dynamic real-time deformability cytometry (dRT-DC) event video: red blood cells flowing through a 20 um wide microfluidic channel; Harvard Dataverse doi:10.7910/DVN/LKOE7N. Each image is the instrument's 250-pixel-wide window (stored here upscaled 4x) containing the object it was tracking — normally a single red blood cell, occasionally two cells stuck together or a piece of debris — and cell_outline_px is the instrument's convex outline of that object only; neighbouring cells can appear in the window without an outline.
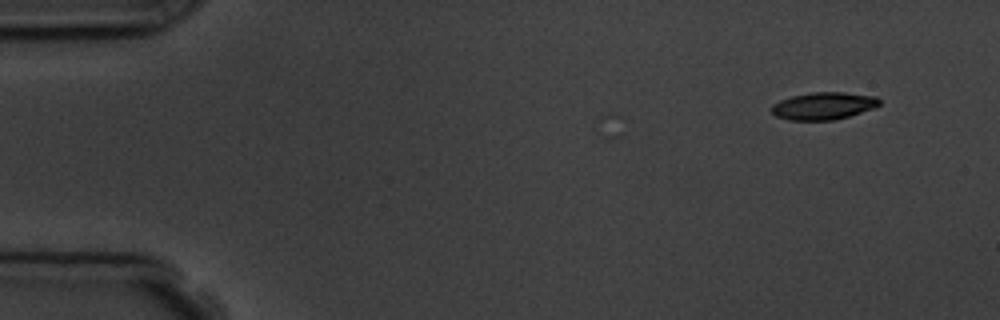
{"species": "common noctule bat (a hibernating species)", "species_latin": "Nyctalus noctula", "temperature_condition": "room temperature", "stored_images_in_passage": 3, "camera_frame_rate_fps": 3000, "um_per_image_px": 0.085, "animal": {"sex": "male", "body_mass_g": 19.5, "forearm_length_mm": 54.6}, "frame": {"image": 1, "passage_image": 3, "time_ms": 2.667, "image_size_px": [1000, 320], "cell_outline_px": [[880, 104], [876, 108], [848, 116], [832, 120], [788, 120], [776, 116], [772, 112], [772, 104], [780, 100], [792, 96], [812, 92], [844, 92], [876, 96], [880, 100]], "centroid_in_image_um": [70.02, 8.99], "position_along_channel_um": 15.0, "area_um2": 17.22}}